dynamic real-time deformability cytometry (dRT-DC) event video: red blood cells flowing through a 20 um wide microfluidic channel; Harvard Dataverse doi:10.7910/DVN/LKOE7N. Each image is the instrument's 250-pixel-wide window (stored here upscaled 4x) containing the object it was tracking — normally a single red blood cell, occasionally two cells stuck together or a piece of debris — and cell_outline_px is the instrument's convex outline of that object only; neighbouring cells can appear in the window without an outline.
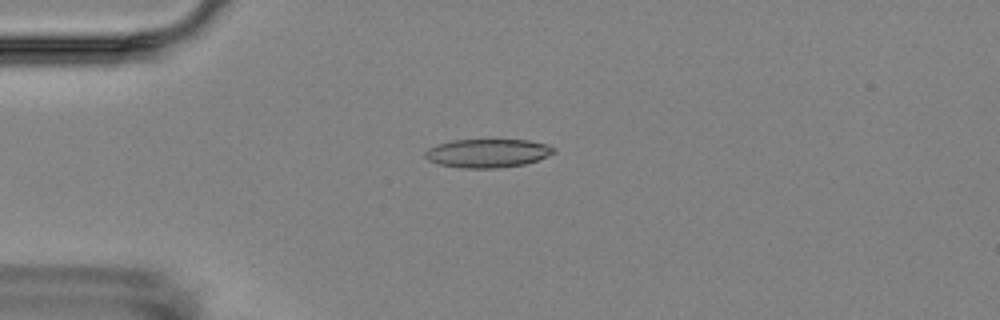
{"species": "Egyptian fruit bat (a non-hibernating species)", "species_latin": "Rousettus aegyptiacus", "temperature_condition": "room temperature", "stored_images_in_passage": 5, "camera_frame_rate_fps": 3000, "um_per_image_px": 0.085, "animal": {"sex": "female"}, "frame": {"image": 1, "passage_image": 4, "time_ms": 3.333, "image_size_px": [1000, 320], "cell_outline_px": [[556, 152], [536, 160], [524, 164], [496, 168], [460, 168], [440, 164], [428, 160], [424, 156], [424, 152], [428, 148], [436, 144], [452, 140], [528, 140], [548, 144], [556, 148]], "centroid_in_image_um": [41.43, 13.01], "position_along_channel_um": 43.6, "area_um2": 21.44}}